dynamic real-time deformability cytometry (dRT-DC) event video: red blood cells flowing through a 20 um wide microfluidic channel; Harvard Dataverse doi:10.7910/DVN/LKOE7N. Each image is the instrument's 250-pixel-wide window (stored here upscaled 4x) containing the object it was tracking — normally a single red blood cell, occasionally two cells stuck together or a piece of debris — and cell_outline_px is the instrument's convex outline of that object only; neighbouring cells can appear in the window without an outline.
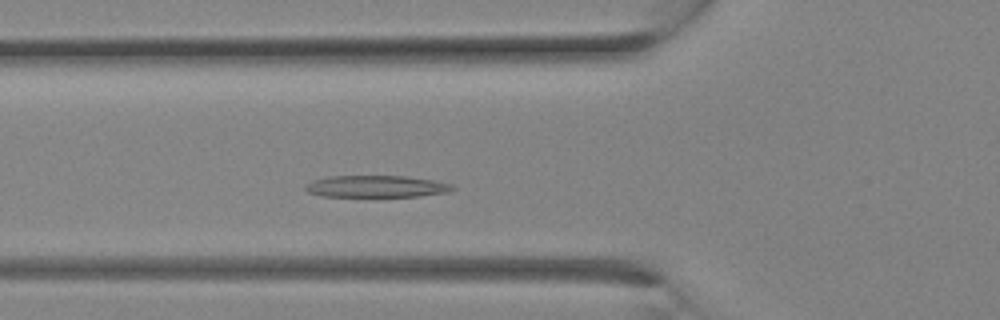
{"species": "Egyptian fruit bat (a non-hibernating species)", "species_latin": "Rousettus aegyptiacus", "temperature_condition": "room temperature", "stored_images_in_passage": 9, "camera_frame_rate_fps": 3000, "um_per_image_px": 0.085, "animal": {"sex": "female"}, "frame": {"image": 1, "passage_image": 7, "time_ms": 2.0, "image_size_px": [1000, 320], "cell_outline_px": [[456, 188], [448, 192], [420, 196], [320, 196], [308, 192], [304, 188], [312, 180], [328, 176], [404, 176], [432, 180], [452, 184]], "centroid_in_image_um": [31.98, 15.84], "position_along_channel_um": 93.8, "area_um2": 18.61}}
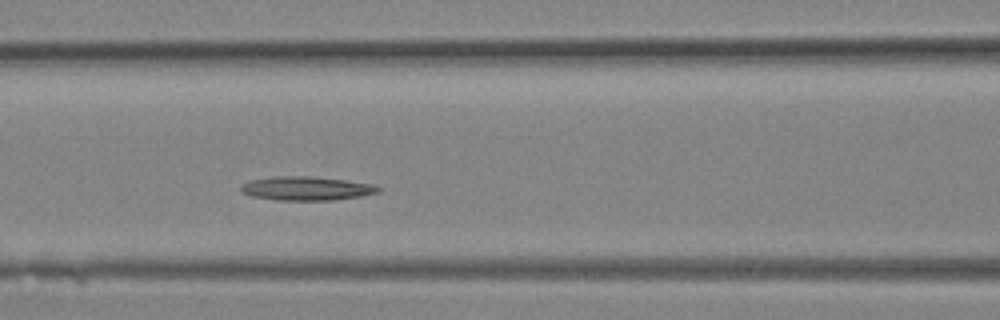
{"frame": {"image": 2, "passage_image": 9, "time_ms": 2.667, "image_size_px": [1000, 320], "cell_outline_px": [[384, 188], [380, 192], [360, 196], [332, 200], [276, 200], [252, 196], [240, 192], [240, 184], [252, 180], [272, 176], [308, 176], [344, 180], [376, 184]], "centroid_in_image_um": [26.06, 16.01], "position_along_channel_um": 140.5, "area_um2": 19.25}}